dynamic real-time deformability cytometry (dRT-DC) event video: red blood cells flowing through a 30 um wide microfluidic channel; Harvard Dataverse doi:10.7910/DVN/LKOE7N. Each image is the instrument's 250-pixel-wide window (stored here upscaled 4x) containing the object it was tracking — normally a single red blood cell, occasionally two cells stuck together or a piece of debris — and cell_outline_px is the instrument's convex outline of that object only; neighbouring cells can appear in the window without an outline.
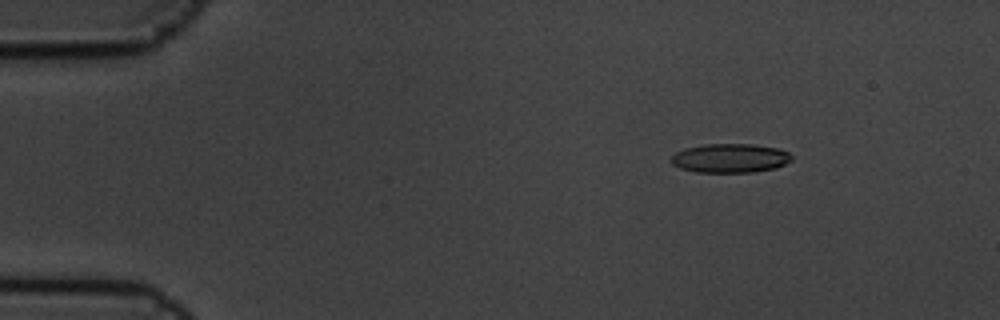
{"species": "common noctule bat (a hibernating species)", "species_latin": "Nyctalus noctula", "temperature_condition": "cold", "stored_images_in_passage": 5, "camera_frame_rate_fps": 3000, "um_per_image_px": 0.085, "animal": {"sex": "male", "body_mass_g": 19.5, "forearm_length_mm": 54.6}, "frame": {"image": 1, "passage_image": 3, "time_ms": 0.667, "image_size_px": [1000, 320], "cell_outline_px": [[792, 160], [776, 168], [752, 172], [696, 172], [680, 168], [672, 164], [668, 160], [676, 152], [684, 148], [704, 144], [752, 144], [776, 148], [788, 152], [792, 156]], "centroid_in_image_um": [62.02, 13.44], "position_along_channel_um": 23.0, "area_um2": 20.46}}